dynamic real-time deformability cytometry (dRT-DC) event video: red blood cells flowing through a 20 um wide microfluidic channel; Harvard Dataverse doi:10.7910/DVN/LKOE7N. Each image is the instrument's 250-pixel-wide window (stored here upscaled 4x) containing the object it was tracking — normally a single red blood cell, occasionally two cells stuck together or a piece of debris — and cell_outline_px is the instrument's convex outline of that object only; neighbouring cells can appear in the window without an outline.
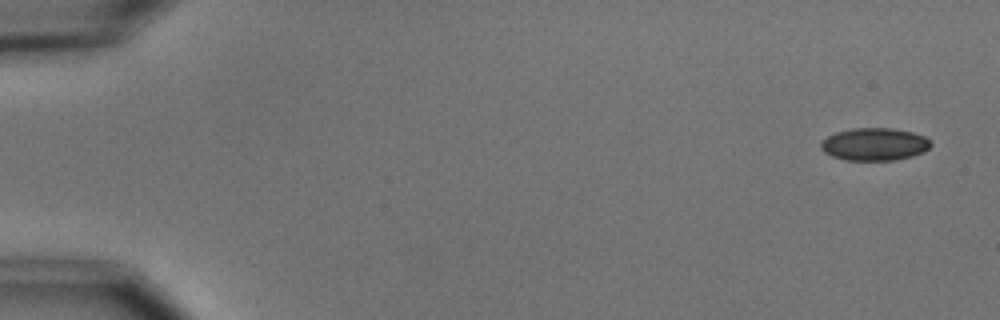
{"species": "common noctule bat (a hibernating species)", "species_latin": "Nyctalus noctula", "temperature_condition": "cold", "stored_images_in_passage": 5, "camera_frame_rate_fps": 3000, "um_per_image_px": 0.085, "animal": {"sex": "male", "body_mass_g": 15.6}, "frame": {"image": 1, "passage_image": 1, "time_ms": 0.0, "image_size_px": [1000, 320], "cell_outline_px": [[932, 144], [924, 152], [912, 156], [896, 160], [848, 160], [832, 156], [824, 152], [820, 148], [820, 144], [828, 136], [836, 132], [852, 128], [892, 128], [912, 132], [924, 136]], "centroid_in_image_um": [74.33, 12.26], "position_along_channel_um": 10.7, "area_um2": 20.81}}
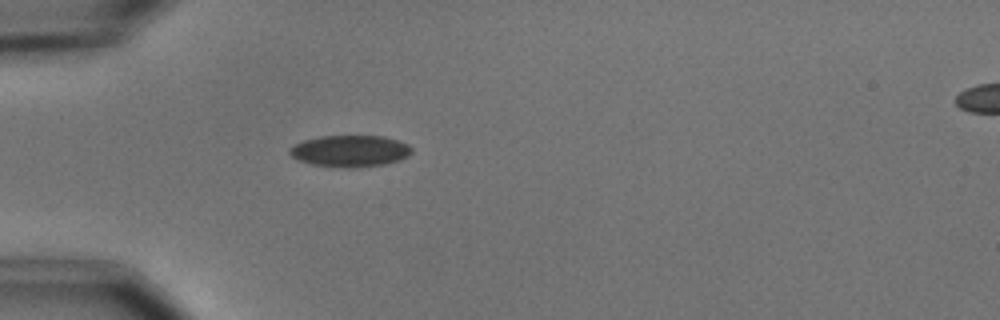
{"frame": {"image": 2, "passage_image": 5, "time_ms": 4.667, "image_size_px": [1000, 320], "cell_outline_px": [[412, 152], [408, 156], [400, 160], [384, 164], [360, 168], [344, 168], [308, 164], [292, 156], [288, 152], [288, 148], [304, 140], [320, 136], [384, 136], [408, 144], [412, 148]], "centroid_in_image_um": [29.76, 12.85], "position_along_channel_um": 55.2, "area_um2": 22.66}}